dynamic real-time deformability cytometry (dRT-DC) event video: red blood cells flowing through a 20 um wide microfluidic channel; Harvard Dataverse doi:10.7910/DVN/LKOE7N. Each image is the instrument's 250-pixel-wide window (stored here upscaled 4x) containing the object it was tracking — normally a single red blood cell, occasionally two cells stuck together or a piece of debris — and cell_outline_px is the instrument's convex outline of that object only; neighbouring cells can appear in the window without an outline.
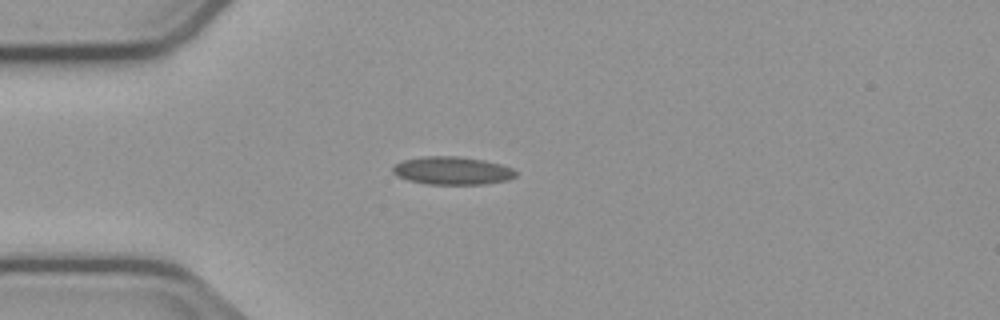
{"species": "common noctule bat (a hibernating species)", "species_latin": "Nyctalus noctula", "temperature_condition": "cold", "stored_images_in_passage": 4, "camera_frame_rate_fps": 3000, "um_per_image_px": 0.085, "animal": {"sex": "male", "body_mass_g": 23.1, "forearm_length_mm": 52.7}, "frame": {"image": 1, "passage_image": 4, "time_ms": 3.667, "image_size_px": [1000, 320], "cell_outline_px": [[516, 176], [508, 180], [484, 184], [428, 184], [408, 180], [396, 176], [392, 172], [392, 168], [396, 164], [404, 160], [420, 156], [460, 156], [484, 160], [500, 164], [512, 168], [516, 172]], "centroid_in_image_um": [38.43, 14.5], "position_along_channel_um": 46.6, "area_um2": 20.11}}